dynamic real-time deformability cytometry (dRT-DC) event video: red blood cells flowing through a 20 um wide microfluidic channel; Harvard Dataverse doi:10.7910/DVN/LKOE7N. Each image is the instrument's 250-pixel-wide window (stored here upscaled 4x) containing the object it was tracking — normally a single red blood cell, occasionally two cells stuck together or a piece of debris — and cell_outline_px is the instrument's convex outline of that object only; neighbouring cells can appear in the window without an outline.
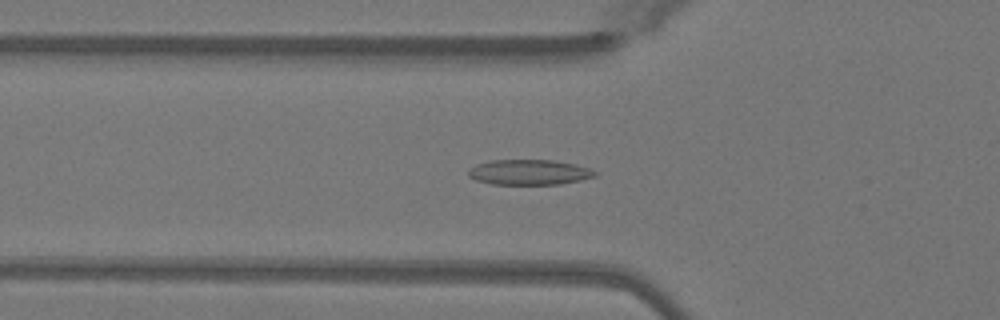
{"species": "Egyptian fruit bat (a non-hibernating species)", "species_latin": "Rousettus aegyptiacus", "temperature_condition": "warm", "stored_images_in_passage": 52, "camera_frame_rate_fps": 3000, "um_per_image_px": 0.085, "animal": {"sex": "female"}, "frame": {"image": 1, "passage_image": 18, "time_ms": 5.667, "image_size_px": [1000, 320], "cell_outline_px": [[600, 172], [596, 176], [580, 180], [560, 184], [492, 184], [476, 180], [468, 176], [468, 168], [476, 164], [492, 160], [556, 160], [576, 164]], "centroid_in_image_um": [44.99, 14.63], "position_along_channel_um": 80.8, "area_um2": 18.79}}
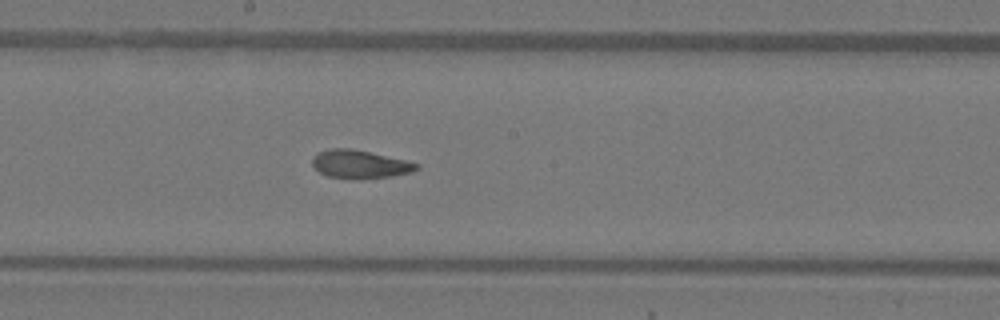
{"frame": {"image": 2, "passage_image": 28, "time_ms": 9.0, "image_size_px": [1000, 320], "cell_outline_px": [[420, 168], [412, 172], [388, 176], [328, 176], [320, 172], [312, 164], [312, 156], [316, 152], [328, 148], [352, 148], [404, 160], [420, 164]], "centroid_in_image_um": [30.55, 13.89], "position_along_channel_um": 217.6, "area_um2": 16.36}}
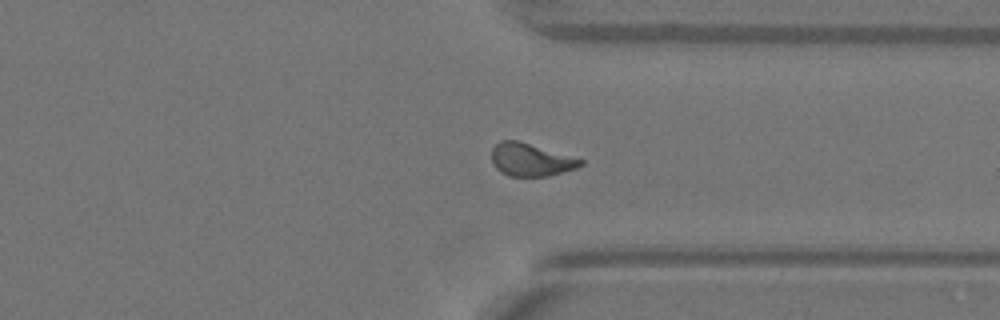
{"frame": {"image": 3, "passage_image": 39, "time_ms": 12.667, "image_size_px": [1000, 320], "cell_outline_px": [[584, 164], [576, 168], [548, 176], [508, 176], [500, 172], [496, 168], [492, 160], [492, 148], [500, 140], [516, 140], [584, 160]], "centroid_in_image_um": [45.09, 13.59], "position_along_channel_um": 366.3, "area_um2": 16.76}, "authors_computed_cell_mechanics": {"area_um2": 17.5134, "velocity_mm_per_s": 4.0669, "shape_relaxation_time_tau1_ms": 6.6711, "shape_relaxation_time_tau2_ms": 1.2928, "deformation_change_tau1": 0.1897, "deformation_change_tau2": 0.0791}}